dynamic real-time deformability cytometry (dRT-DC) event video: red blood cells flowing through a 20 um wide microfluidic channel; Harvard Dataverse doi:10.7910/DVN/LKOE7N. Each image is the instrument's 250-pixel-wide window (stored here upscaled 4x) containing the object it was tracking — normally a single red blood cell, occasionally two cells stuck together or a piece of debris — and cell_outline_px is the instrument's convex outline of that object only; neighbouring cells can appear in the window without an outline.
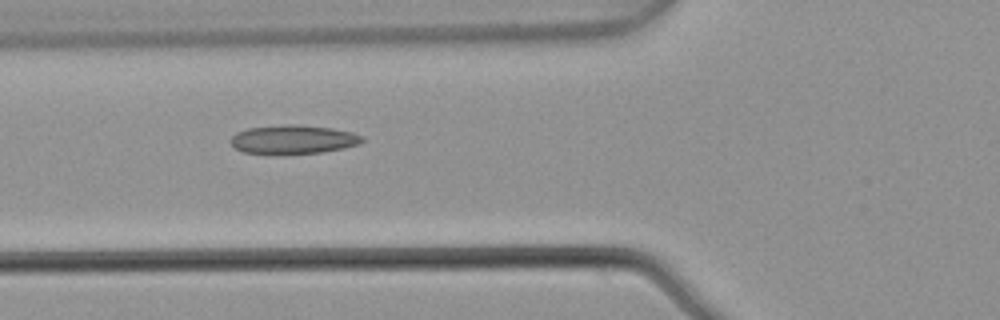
{"species": "common noctule bat (a hibernating species)", "species_latin": "Nyctalus noctula", "temperature_condition": "warm", "stored_images_in_passage": 5, "camera_frame_rate_fps": 3000, "um_per_image_px": 0.085, "animal": {"sex": "male", "body_mass_g": 21.5, "forearm_length_mm": 52.0}, "frame": {"image": 1, "passage_image": 4, "time_ms": 1.0, "image_size_px": [1000, 320], "cell_outline_px": [[364, 140], [360, 144], [344, 148], [320, 152], [244, 152], [236, 148], [232, 144], [232, 136], [236, 132], [248, 128], [284, 124], [296, 124], [332, 128], [352, 132], [364, 136]], "centroid_in_image_um": [24.99, 11.81], "position_along_channel_um": 100.8, "area_um2": 21.5}}
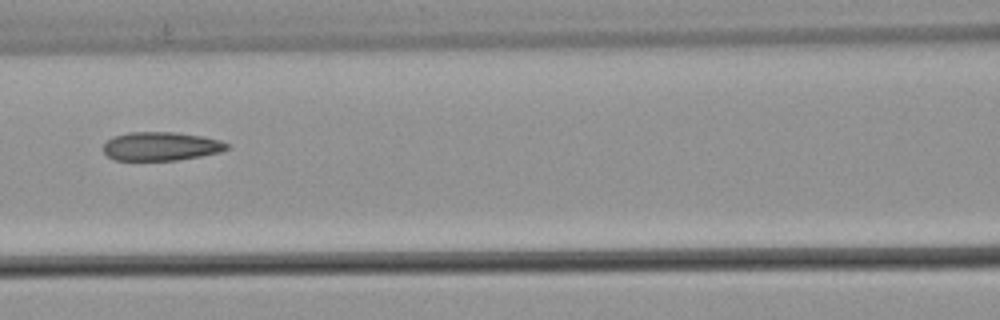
{"frame": {"image": 2, "passage_image": 5, "time_ms": 1.333, "image_size_px": [1000, 320], "cell_outline_px": [[232, 144], [228, 148], [220, 152], [200, 156], [176, 160], [112, 160], [104, 152], [104, 144], [112, 136], [128, 132], [176, 132], [200, 136], [220, 140]], "centroid_in_image_um": [13.68, 12.43], "position_along_channel_um": 152.9, "area_um2": 20.69}}